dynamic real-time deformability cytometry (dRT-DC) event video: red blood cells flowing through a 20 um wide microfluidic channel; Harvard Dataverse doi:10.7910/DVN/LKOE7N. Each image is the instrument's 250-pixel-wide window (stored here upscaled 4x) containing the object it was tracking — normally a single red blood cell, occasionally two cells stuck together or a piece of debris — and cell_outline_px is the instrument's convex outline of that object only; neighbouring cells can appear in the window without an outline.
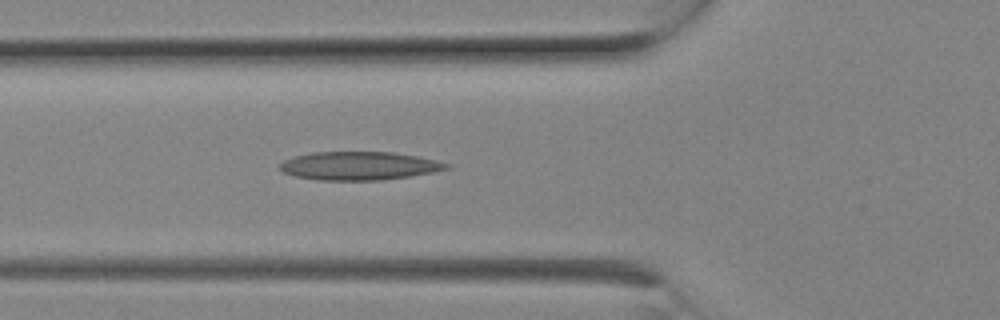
{"species": "Egyptian fruit bat (a non-hibernating species)", "species_latin": "Rousettus aegyptiacus", "temperature_condition": "room temperature", "stored_images_in_passage": 7, "camera_frame_rate_fps": 3000, "um_per_image_px": 0.085, "animal": {"sex": "female"}, "frame": {"image": 1, "passage_image": 7, "time_ms": 2.0, "image_size_px": [1000, 320], "cell_outline_px": [[452, 168], [412, 176], [380, 180], [316, 180], [296, 176], [284, 172], [276, 168], [276, 164], [292, 156], [312, 152], [392, 152], [416, 156], [436, 160], [452, 164]], "centroid_in_image_um": [30.49, 14.09], "position_along_channel_um": 95.3, "area_um2": 27.86}}